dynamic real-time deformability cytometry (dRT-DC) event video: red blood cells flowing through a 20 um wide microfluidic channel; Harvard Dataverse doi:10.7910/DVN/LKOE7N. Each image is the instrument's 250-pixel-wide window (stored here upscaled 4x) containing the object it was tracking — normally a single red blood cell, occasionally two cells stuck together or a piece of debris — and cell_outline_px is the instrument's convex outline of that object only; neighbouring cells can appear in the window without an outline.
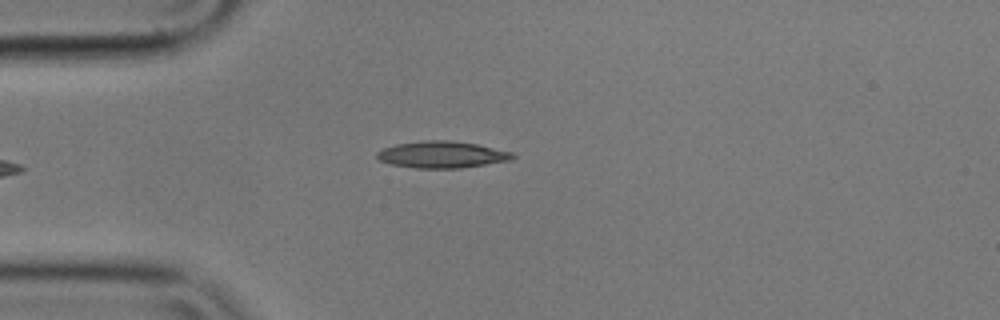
{"species": "common noctule bat (a hibernating species)", "species_latin": "Nyctalus noctula", "temperature_condition": "cold", "stored_images_in_passage": 6, "camera_frame_rate_fps": 3000, "um_per_image_px": 0.085, "animal": {"sex": "male", "body_mass_g": 17.9}, "frame": {"image": 1, "passage_image": 6, "time_ms": 1.667, "image_size_px": [1000, 320], "cell_outline_px": [[516, 156], [512, 160], [460, 168], [416, 168], [392, 164], [380, 160], [376, 156], [376, 152], [384, 148], [396, 144], [420, 140], [448, 140], [476, 144], [516, 152]], "centroid_in_image_um": [37.61, 13.13], "position_along_channel_um": 47.4, "area_um2": 21.21}}